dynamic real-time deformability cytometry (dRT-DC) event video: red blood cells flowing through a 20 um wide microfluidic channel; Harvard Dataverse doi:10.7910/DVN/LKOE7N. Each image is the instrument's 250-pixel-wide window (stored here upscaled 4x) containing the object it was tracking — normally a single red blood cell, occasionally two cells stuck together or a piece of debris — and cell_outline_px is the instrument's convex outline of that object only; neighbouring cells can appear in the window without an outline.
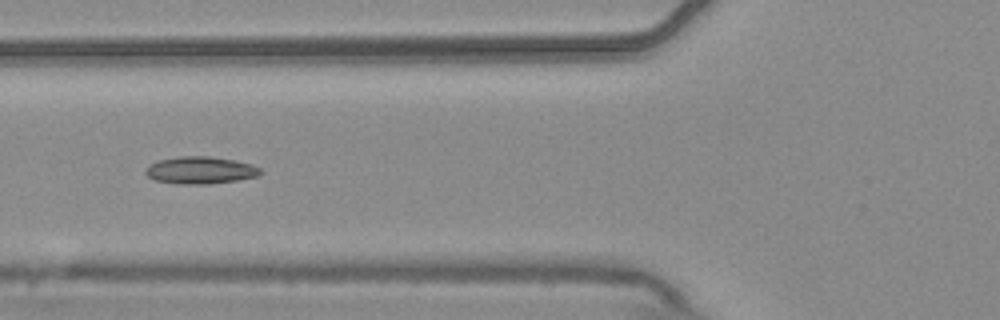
{"species": "common noctule bat (a hibernating species)", "species_latin": "Nyctalus noctula", "temperature_condition": "warm", "stored_images_in_passage": 6, "camera_frame_rate_fps": 3000, "um_per_image_px": 0.085, "animal": {"sex": "male", "body_mass_g": 20.4}, "frame": {"image": 1, "passage_image": 5, "time_ms": 1.333, "image_size_px": [1000, 320], "cell_outline_px": [[264, 172], [260, 176], [236, 180], [208, 184], [184, 184], [156, 180], [148, 176], [144, 172], [144, 168], [148, 164], [160, 160], [180, 156], [208, 156], [232, 160], [252, 164], [260, 168]], "centroid_in_image_um": [17.05, 14.46], "position_along_channel_um": 108.8, "area_um2": 18.21}}
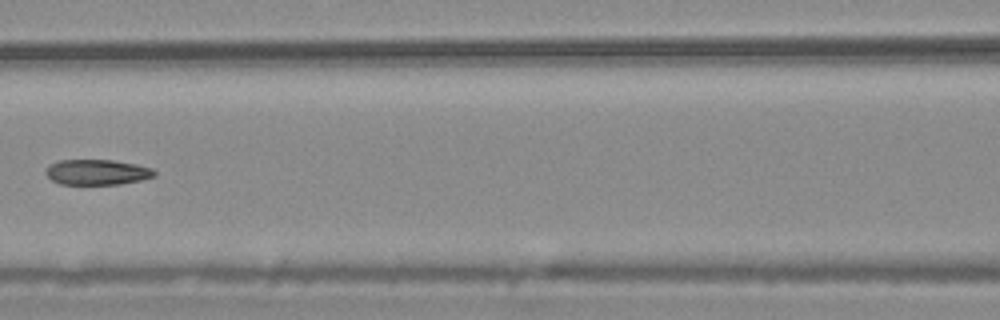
{"frame": {"image": 2, "passage_image": 6, "time_ms": 1.667, "image_size_px": [1000, 320], "cell_outline_px": [[156, 176], [140, 180], [120, 184], [60, 184], [52, 180], [44, 172], [48, 164], [60, 160], [112, 160], [136, 164], [152, 168], [156, 172]], "centroid_in_image_um": [8.24, 14.63], "position_along_channel_um": 158.4, "area_um2": 16.13}}